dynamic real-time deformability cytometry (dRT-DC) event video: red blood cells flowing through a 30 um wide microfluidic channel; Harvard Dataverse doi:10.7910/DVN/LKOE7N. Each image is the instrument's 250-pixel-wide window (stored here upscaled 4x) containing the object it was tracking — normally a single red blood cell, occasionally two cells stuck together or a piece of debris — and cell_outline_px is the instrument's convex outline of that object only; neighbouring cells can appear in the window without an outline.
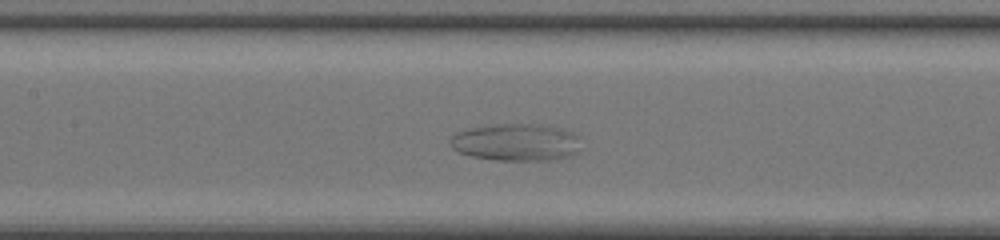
{"species": "common noctule bat (a hibernating species)", "species_latin": "Nyctalus noctula", "temperature_condition": "room temperature", "stored_images_in_passage": 47, "camera_frame_rate_fps": 3000, "um_per_image_px": 0.085, "animal": {"sex": "female", "body_mass_g": 20.0, "forearm_length_mm": 54.0}, "frame": {"image": 1, "passage_image": 21, "time_ms": 6.667, "image_size_px": [1000, 240], "cell_outline_px": [[580, 148], [576, 152], [568, 156], [556, 160], [496, 160], [472, 156], [460, 152], [452, 148], [448, 140], [456, 132], [468, 128], [488, 124], [544, 124], [560, 128], [572, 132], [580, 136]], "centroid_in_image_um": [43.87, 12.08], "position_along_channel_um": 163.5, "area_um2": 28.78}}
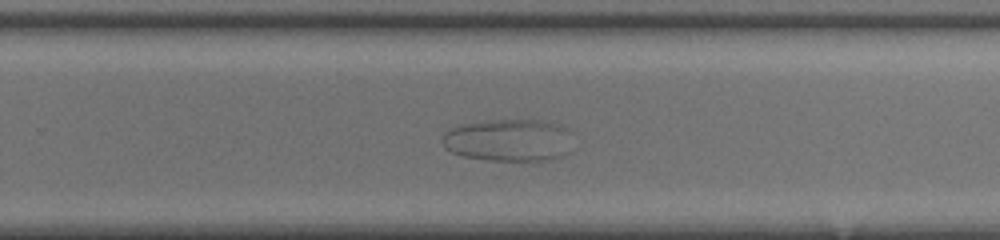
{"frame": {"image": 2, "passage_image": 30, "time_ms": 9.667, "image_size_px": [1000, 240], "cell_outline_px": [[564, 128], [560, 156], [548, 160], [488, 160], [464, 156], [452, 152], [440, 140], [444, 132], [448, 128], [460, 124], [484, 120], [544, 120], [556, 124]], "centroid_in_image_um": [42.98, 11.89], "position_along_channel_um": 286.8, "area_um2": 30.92}}
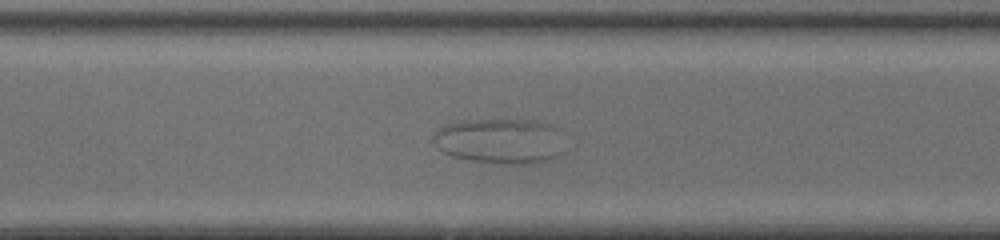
{"frame": {"image": 3, "passage_image": 33, "time_ms": 10.667, "image_size_px": [1000, 240], "cell_outline_px": [[576, 144], [560, 156], [548, 160], [528, 164], [508, 164], [472, 160], [452, 156], [444, 152], [432, 140], [432, 136], [440, 128], [448, 124], [464, 120], [532, 120], [560, 128]], "centroid_in_image_um": [42.75, 11.99], "position_along_channel_um": 327.8, "area_um2": 35.89}}